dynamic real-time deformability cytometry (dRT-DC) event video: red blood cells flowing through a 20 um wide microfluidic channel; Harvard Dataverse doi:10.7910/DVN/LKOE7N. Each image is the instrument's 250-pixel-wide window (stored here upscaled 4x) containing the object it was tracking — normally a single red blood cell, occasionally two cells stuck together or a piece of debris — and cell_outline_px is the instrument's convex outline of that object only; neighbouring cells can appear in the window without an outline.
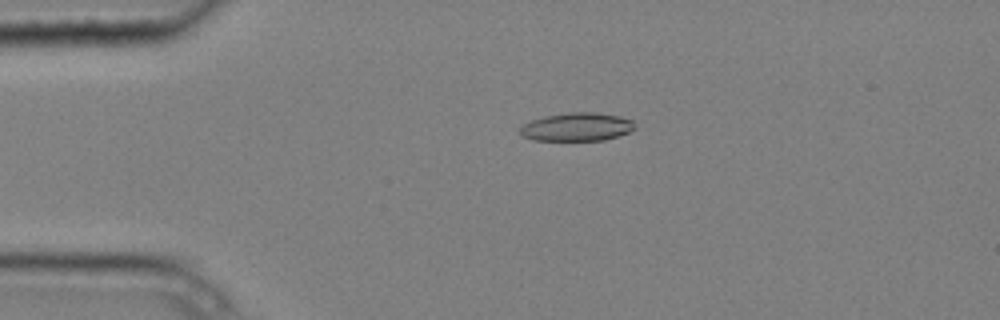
{"species": "common noctule bat (a hibernating species)", "species_latin": "Nyctalus noctula", "temperature_condition": "cold", "stored_images_in_passage": 5, "camera_frame_rate_fps": 3000, "um_per_image_px": 0.085, "animal": {"sex": "male", "body_mass_g": 20.4}, "frame": {"image": 1, "passage_image": 4, "time_ms": 1.0, "image_size_px": [1000, 320], "cell_outline_px": [[636, 128], [628, 132], [604, 140], [532, 140], [520, 136], [520, 128], [524, 124], [532, 120], [544, 116], [568, 112], [592, 112], [620, 116], [632, 120]], "centroid_in_image_um": [49.01, 10.78], "position_along_channel_um": 36.0, "area_um2": 18.9}}